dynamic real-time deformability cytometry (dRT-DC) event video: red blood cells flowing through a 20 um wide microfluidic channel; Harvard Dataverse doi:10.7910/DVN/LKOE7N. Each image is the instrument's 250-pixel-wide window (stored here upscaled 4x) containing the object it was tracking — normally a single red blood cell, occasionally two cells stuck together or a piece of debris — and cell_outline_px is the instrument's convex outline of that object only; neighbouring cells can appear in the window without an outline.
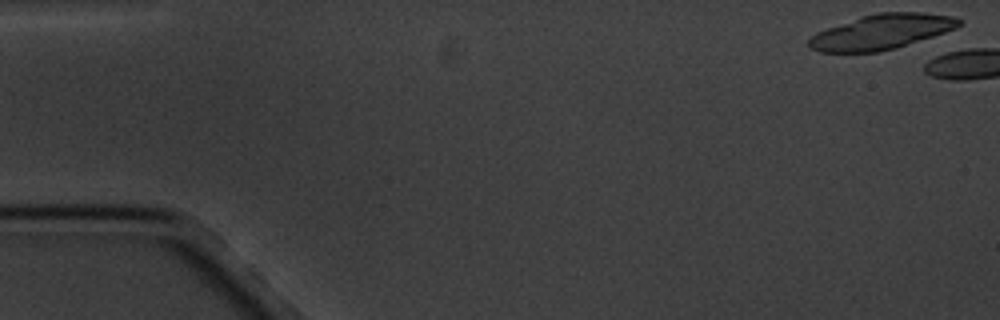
{"species": "common noctule bat (a hibernating species)", "species_latin": "Nyctalus noctula", "temperature_condition": "cold", "stored_images_in_passage": 3, "camera_frame_rate_fps": 3000, "um_per_image_px": 0.085, "animal": {"sex": "male", "body_mass_g": 20.1, "forearm_length_mm": 53.5}, "frame": {"image": 1, "passage_image": 1, "time_ms": 0.0, "image_size_px": [1000, 320], "cell_outline_px": [[960, 24], [956, 28], [896, 48], [880, 52], [820, 52], [808, 48], [808, 40], [816, 32], [860, 16], [880, 12], [924, 12], [952, 16], [960, 20]], "centroid_in_image_um": [74.88, 2.71], "position_along_channel_um": 10.1, "area_um2": 30.46}}